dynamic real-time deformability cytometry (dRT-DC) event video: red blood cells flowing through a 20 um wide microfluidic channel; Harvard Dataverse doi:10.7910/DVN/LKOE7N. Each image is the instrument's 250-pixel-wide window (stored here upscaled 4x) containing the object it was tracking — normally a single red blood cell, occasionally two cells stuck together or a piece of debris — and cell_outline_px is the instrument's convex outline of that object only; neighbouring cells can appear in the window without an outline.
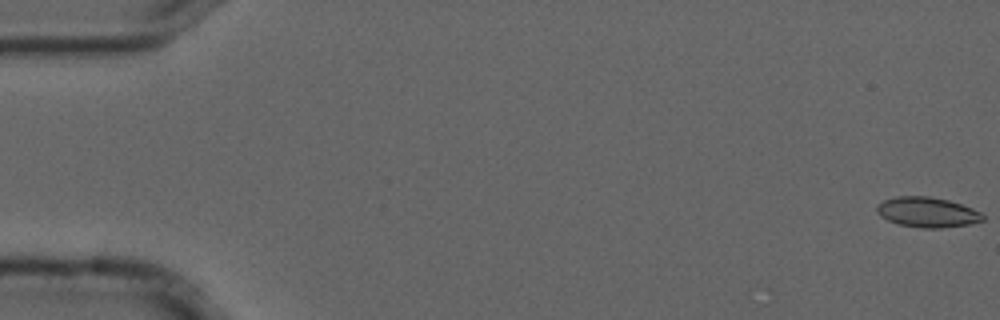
{"species": "common noctule bat (a hibernating species)", "species_latin": "Nyctalus noctula", "temperature_condition": "cold", "stored_images_in_passage": 56, "camera_frame_rate_fps": 3000, "um_per_image_px": 0.085, "animal": {"sex": "male", "forearm_length_mm": 52.5}, "frame": {"image": 1, "passage_image": 1, "time_ms": 0.0, "image_size_px": [1000, 320], "cell_outline_px": [[984, 220], [968, 224], [940, 228], [924, 228], [900, 224], [888, 220], [880, 216], [876, 212], [876, 208], [884, 200], [896, 196], [928, 196], [948, 200], [972, 208], [980, 212], [984, 216]], "centroid_in_image_um": [78.81, 18.03], "position_along_channel_um": 6.2, "area_um2": 18.38}}
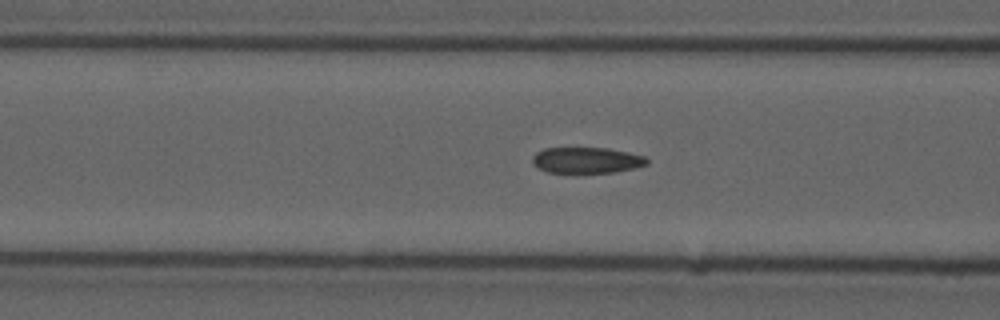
{"frame": {"image": 2, "passage_image": 22, "time_ms": 7.0, "image_size_px": [1000, 320], "cell_outline_px": [[648, 164], [632, 168], [612, 172], [548, 172], [532, 164], [532, 156], [536, 152], [544, 148], [608, 148], [628, 152], [644, 156], [648, 160]], "centroid_in_image_um": [49.84, 13.6], "position_along_channel_um": 116.8, "area_um2": 17.11}}
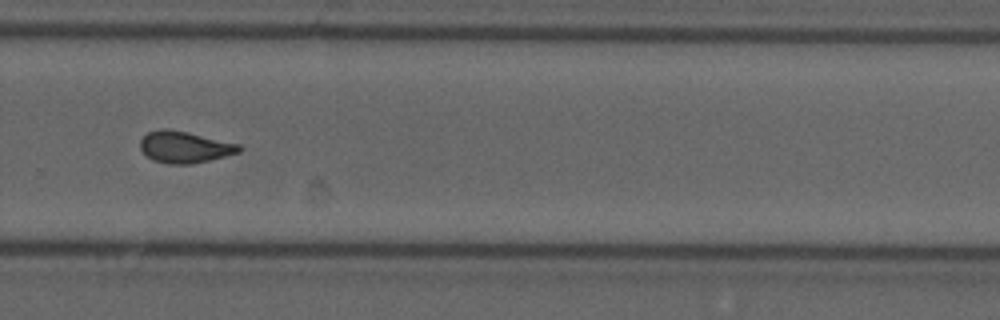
{"frame": {"image": 3, "passage_image": 38, "time_ms": 12.333, "image_size_px": [1000, 320], "cell_outline_px": [[244, 148], [240, 152], [192, 164], [168, 164], [152, 160], [140, 148], [140, 140], [148, 132], [160, 128], [164, 128], [188, 132], [240, 144]], "centroid_in_image_um": [15.7, 12.49], "position_along_channel_um": 314.1, "area_um2": 18.21}, "authors_computed_cell_mechanics": {"area_um2": 18.1781, "velocity_mm_per_s": 3.7044, "shape_relaxation_time_tau1_ms": null, "shape_relaxation_time_tau2_ms": 2.0006, "deformation_change_tau1": null, "deformation_change_tau2": 0.0703}}